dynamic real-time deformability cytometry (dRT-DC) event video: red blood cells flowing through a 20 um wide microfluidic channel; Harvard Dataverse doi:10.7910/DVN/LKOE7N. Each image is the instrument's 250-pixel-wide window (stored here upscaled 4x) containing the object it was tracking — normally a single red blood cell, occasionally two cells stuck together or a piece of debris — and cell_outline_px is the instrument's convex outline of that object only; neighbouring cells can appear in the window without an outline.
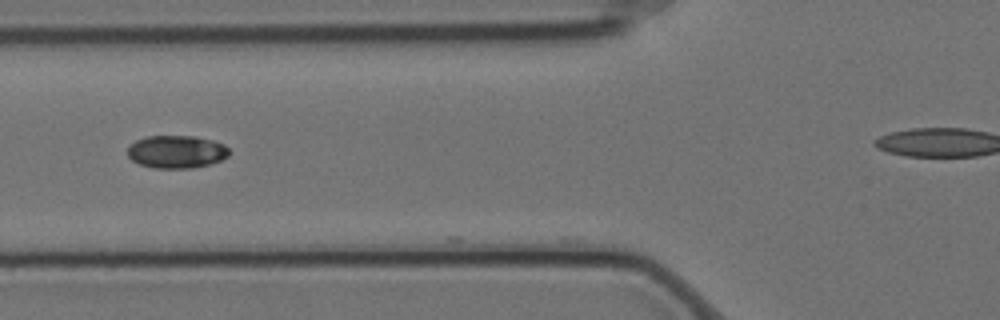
{"species": "Egyptian fruit bat (a non-hibernating species)", "species_latin": "Rousettus aegyptiacus", "temperature_condition": "cold", "stored_images_in_passage": 6, "camera_frame_rate_fps": 3000, "um_per_image_px": 0.085, "animal": {"sex": "female"}, "frame": {"image": 1, "passage_image": 3, "time_ms": 0.667, "image_size_px": [1000, 320], "cell_outline_px": [[228, 156], [220, 160], [208, 164], [192, 168], [152, 168], [140, 164], [132, 160], [128, 156], [128, 148], [136, 140], [144, 136], [196, 136], [212, 140], [224, 144], [228, 148]], "centroid_in_image_um": [14.99, 12.89], "position_along_channel_um": 110.8, "area_um2": 19.36}}
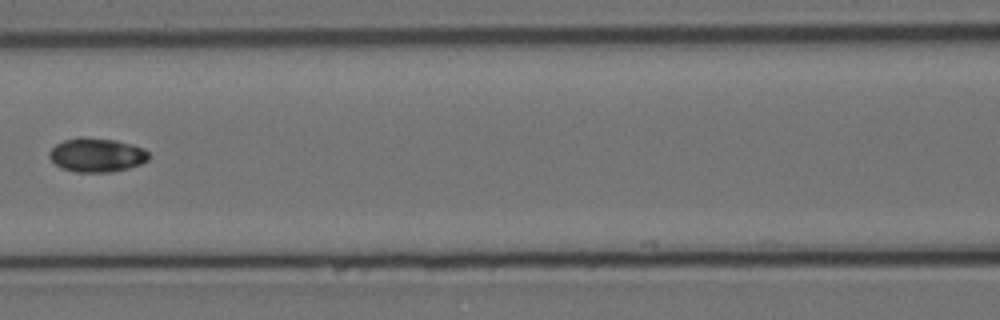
{"frame": {"image": 2, "passage_image": 4, "time_ms": 1.0, "image_size_px": [1000, 320], "cell_outline_px": [[148, 160], [140, 164], [128, 168], [108, 172], [76, 172], [60, 168], [48, 156], [48, 152], [56, 144], [64, 140], [80, 136], [116, 140], [132, 144], [144, 148], [148, 152]], "centroid_in_image_um": [8.2, 13.16], "position_along_channel_um": 158.4, "area_um2": 19.77}}